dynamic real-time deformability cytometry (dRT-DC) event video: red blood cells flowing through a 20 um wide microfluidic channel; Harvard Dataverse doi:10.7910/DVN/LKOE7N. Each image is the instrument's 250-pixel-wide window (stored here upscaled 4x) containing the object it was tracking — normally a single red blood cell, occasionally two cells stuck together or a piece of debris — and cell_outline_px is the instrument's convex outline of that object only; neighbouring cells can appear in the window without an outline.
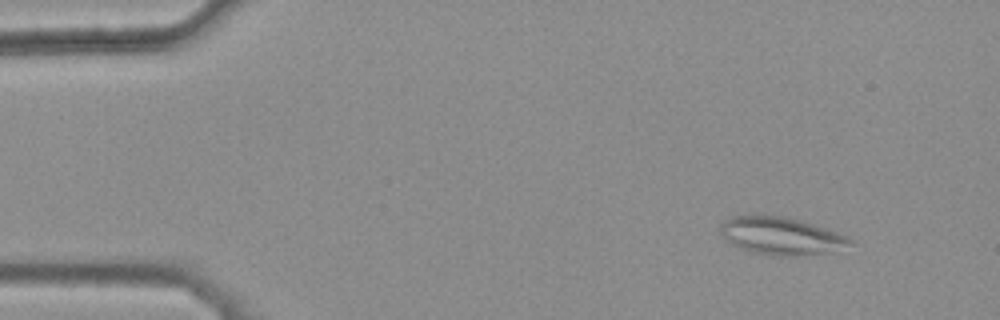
{"species": "common noctule bat (a hibernating species)", "species_latin": "Nyctalus noctula", "temperature_condition": "warm", "stored_images_in_passage": 12, "camera_frame_rate_fps": 3000, "um_per_image_px": 0.085, "animal": {"sex": "female", "body_mass_g": 25.1}, "frame": {"image": 1, "passage_image": 4, "time_ms": 1.0, "image_size_px": [1000, 320], "cell_outline_px": [[852, 244], [828, 252], [796, 256], [772, 256], [752, 252], [740, 248], [732, 244], [720, 232], [720, 224], [724, 220], [732, 216], [780, 216], [812, 224], [824, 228], [844, 236], [852, 240]], "centroid_in_image_um": [66.33, 20.07], "position_along_channel_um": 18.7, "area_um2": 27.69}}